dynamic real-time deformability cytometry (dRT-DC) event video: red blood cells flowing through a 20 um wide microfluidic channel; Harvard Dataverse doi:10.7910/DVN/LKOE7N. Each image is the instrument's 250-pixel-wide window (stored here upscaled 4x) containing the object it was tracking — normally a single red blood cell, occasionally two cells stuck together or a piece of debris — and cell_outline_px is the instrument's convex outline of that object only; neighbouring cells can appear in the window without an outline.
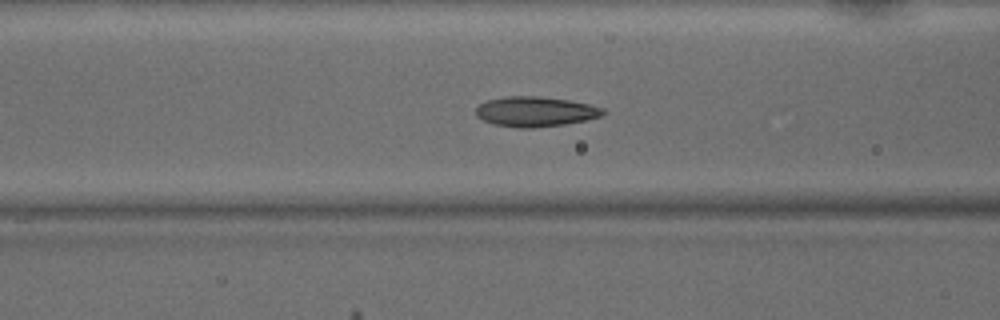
{"species": "common noctule bat (a hibernating species)", "species_latin": "Nyctalus noctula", "temperature_condition": "warm", "stored_images_in_passage": 45, "camera_frame_rate_fps": 3000, "um_per_image_px": 0.085, "animal": {"sex": "male", "body_mass_g": 15.6}, "frame": {"image": 1, "passage_image": 14, "time_ms": 4.333, "image_size_px": [1000, 320], "cell_outline_px": [[604, 116], [564, 124], [536, 128], [516, 128], [492, 124], [476, 116], [476, 108], [480, 104], [488, 100], [508, 96], [536, 96], [568, 100], [588, 104], [604, 108]], "centroid_in_image_um": [45.5, 9.5], "position_along_channel_um": 121.1, "area_um2": 22.2}}
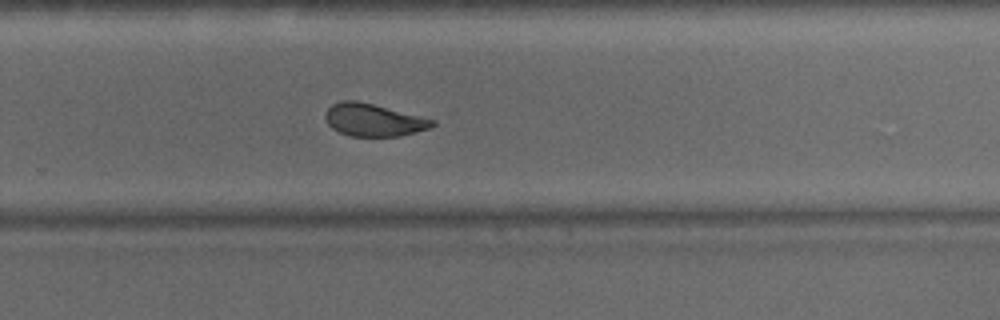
{"frame": {"image": 2, "passage_image": 27, "time_ms": 8.667, "image_size_px": [1000, 320], "cell_outline_px": [[436, 124], [428, 128], [416, 132], [400, 136], [348, 136], [332, 128], [328, 124], [324, 116], [328, 108], [332, 104], [340, 100], [356, 100], [436, 120]], "centroid_in_image_um": [31.72, 10.2], "position_along_channel_um": 298.1, "area_um2": 20.17}}
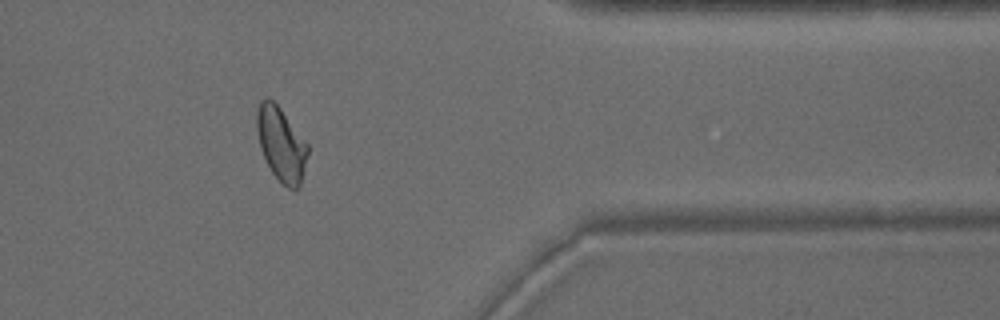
{"frame": {"image": 3, "passage_image": 35, "time_ms": 11.333, "image_size_px": [1000, 320], "cell_outline_px": [[308, 152], [300, 188], [288, 188], [272, 172], [260, 148], [256, 128], [256, 112], [260, 100], [268, 96], [280, 108], [308, 144]], "centroid_in_image_um": [23.89, 12.22], "position_along_channel_um": 387.5, "area_um2": 21.73}, "authors_computed_cell_mechanics": {"area_um2": 21.7328, "velocity_mm_per_s": 4.0853, "shape_relaxation_time_tau1_ms": 6.4741, "shape_relaxation_time_tau2_ms": 1.5851, "deformation_change_tau1": 0.1848, "deformation_change_tau2": 0.0727}}